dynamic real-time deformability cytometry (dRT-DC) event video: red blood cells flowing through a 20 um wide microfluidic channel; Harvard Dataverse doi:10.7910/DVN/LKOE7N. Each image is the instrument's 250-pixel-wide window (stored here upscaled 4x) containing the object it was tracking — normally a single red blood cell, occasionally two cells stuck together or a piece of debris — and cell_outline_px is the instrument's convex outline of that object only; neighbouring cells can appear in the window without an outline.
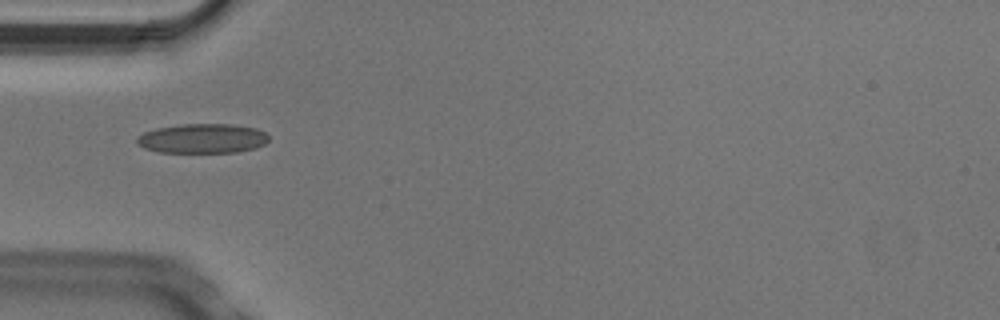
{"species": "Egyptian fruit bat (a non-hibernating species)", "species_latin": "Rousettus aegyptiacus", "temperature_condition": "cold", "stored_images_in_passage": 7, "camera_frame_rate_fps": 3000, "um_per_image_px": 0.085, "animal": {"sex": "male"}, "frame": {"image": 1, "passage_image": 4, "time_ms": 1.0, "image_size_px": [1000, 320], "cell_outline_px": [[268, 140], [264, 144], [256, 148], [236, 152], [160, 152], [144, 148], [136, 144], [136, 136], [144, 132], [156, 128], [180, 124], [232, 124], [256, 128], [264, 132], [268, 136]], "centroid_in_image_um": [17.18, 11.76], "position_along_channel_um": 67.8, "area_um2": 22.77}}
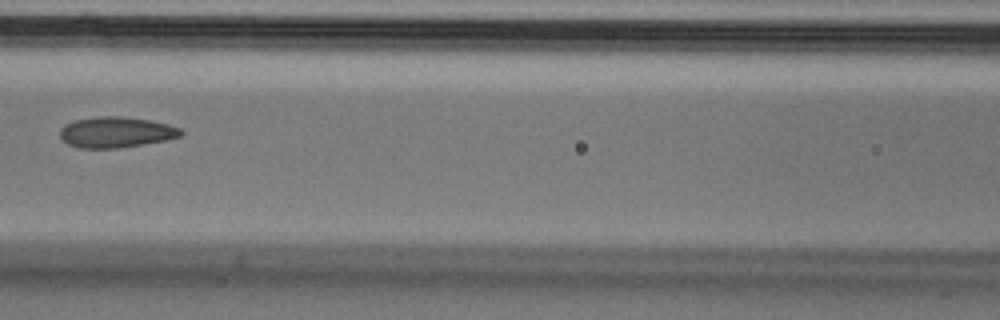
{"frame": {"image": 2, "passage_image": 6, "time_ms": 1.667, "image_size_px": [1000, 320], "cell_outline_px": [[184, 132], [180, 136], [168, 140], [120, 148], [80, 148], [68, 144], [60, 136], [60, 128], [64, 124], [76, 120], [96, 116], [120, 116], [148, 120], [168, 124], [180, 128]], "centroid_in_image_um": [9.87, 11.24], "position_along_channel_um": 156.7, "area_um2": 21.73}}
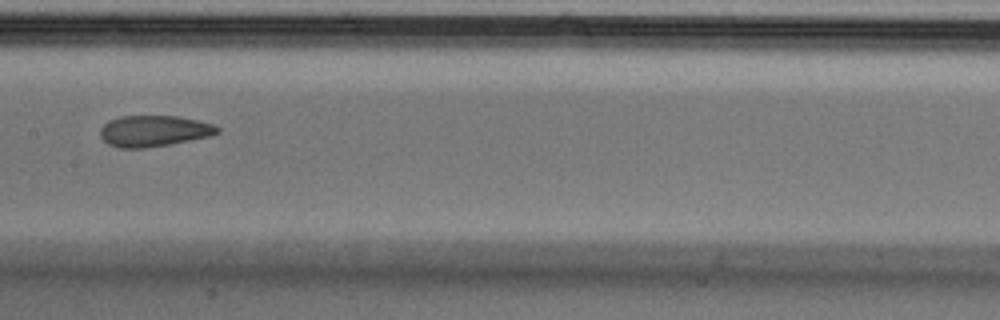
{"frame": {"image": 3, "passage_image": 7, "time_ms": 2.0, "image_size_px": [1000, 320], "cell_outline_px": [[220, 132], [212, 136], [168, 144], [144, 148], [120, 148], [108, 144], [100, 136], [100, 128], [108, 120], [120, 116], [180, 116], [212, 124], [220, 128]], "centroid_in_image_um": [13.07, 11.13], "position_along_channel_um": 194.3, "area_um2": 21.27}}